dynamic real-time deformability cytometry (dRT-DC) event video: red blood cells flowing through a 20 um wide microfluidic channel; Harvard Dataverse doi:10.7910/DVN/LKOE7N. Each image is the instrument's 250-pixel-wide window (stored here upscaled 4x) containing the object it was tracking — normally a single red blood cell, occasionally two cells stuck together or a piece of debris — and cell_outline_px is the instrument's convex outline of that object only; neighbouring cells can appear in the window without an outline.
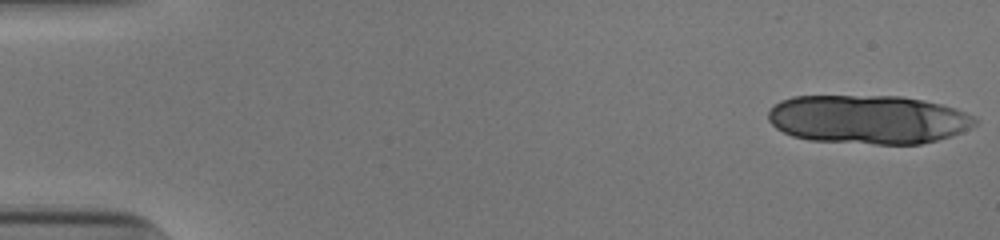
{"species": "human", "species_latin": "Homo sapiens", "temperature_condition": "cold", "stored_images_in_passage": 15, "camera_frame_rate_fps": 3000, "um_per_image_px": 0.085, "donor": {"sex": "male"}, "frame": {"image": 1, "passage_image": 1, "time_ms": 0.0, "image_size_px": [1000, 240], "cell_outline_px": [[980, 120], [972, 128], [952, 136], [920, 144], [876, 144], [808, 140], [792, 136], [776, 128], [768, 120], [768, 112], [780, 100], [792, 96], [900, 96], [924, 100], [956, 108], [976, 116]], "centroid_in_image_um": [73.84, 10.15], "position_along_channel_um": 11.2, "area_um2": 59.3}}